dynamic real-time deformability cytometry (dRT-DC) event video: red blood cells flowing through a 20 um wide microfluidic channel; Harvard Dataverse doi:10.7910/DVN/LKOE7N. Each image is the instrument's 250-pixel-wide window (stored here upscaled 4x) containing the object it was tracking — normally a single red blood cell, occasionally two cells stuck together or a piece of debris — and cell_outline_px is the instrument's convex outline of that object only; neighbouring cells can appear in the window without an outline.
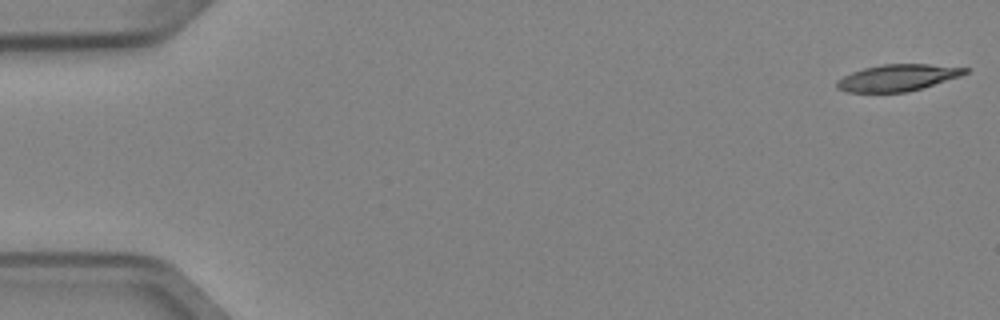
{"species": "Egyptian fruit bat (a non-hibernating species)", "species_latin": "Rousettus aegyptiacus", "temperature_condition": "cold", "stored_images_in_passage": 51, "camera_frame_rate_fps": 3000, "um_per_image_px": 0.085, "animal": {"sex": "female"}, "frame": {"image": 1, "passage_image": 1, "time_ms": 0.0, "image_size_px": [1000, 320], "cell_outline_px": [[972, 68], [968, 72], [960, 76], [908, 92], [848, 92], [836, 88], [836, 80], [852, 72], [864, 68], [880, 64], [928, 64]], "centroid_in_image_um": [76.3, 6.6], "position_along_channel_um": 8.7, "area_um2": 19.88}}
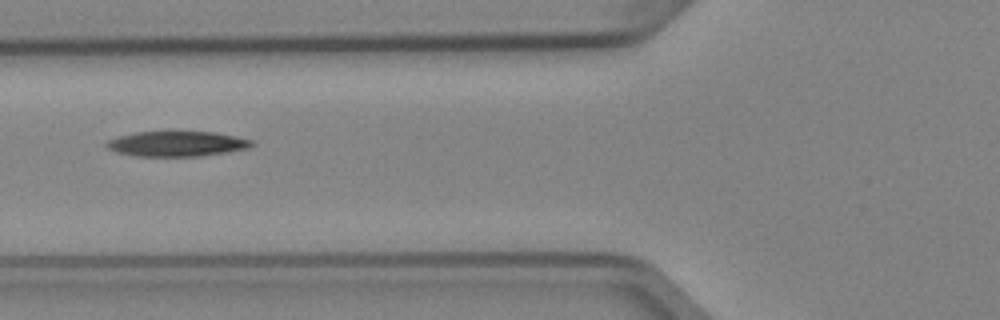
{"frame": {"image": 2, "passage_image": 20, "time_ms": 6.333, "image_size_px": [1000, 320], "cell_outline_px": [[256, 144], [248, 148], [228, 152], [200, 156], [136, 156], [116, 152], [108, 148], [104, 144], [108, 140], [120, 136], [136, 132], [216, 132], [236, 136], [252, 140]], "centroid_in_image_um": [15.06, 12.22], "position_along_channel_um": 110.7, "area_um2": 21.27}}
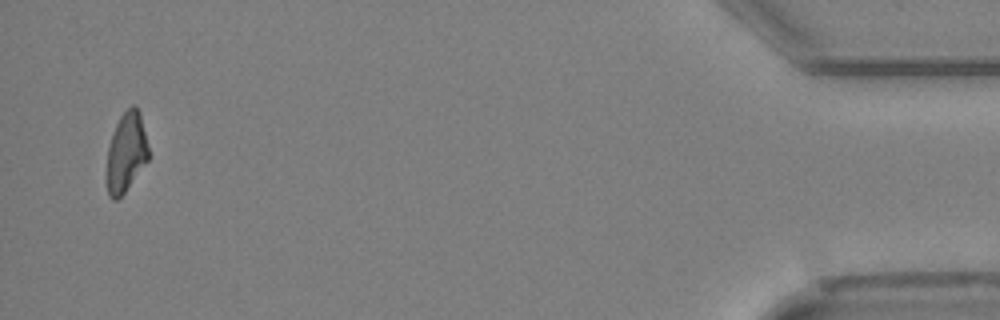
{"frame": {"image": 3, "passage_image": 50, "time_ms": 16.333, "image_size_px": [1000, 320], "cell_outline_px": [[148, 160], [124, 192], [116, 200], [112, 200], [108, 196], [108, 148], [112, 132], [120, 116], [132, 104], [136, 104], [140, 112], [148, 144]], "centroid_in_image_um": [10.74, 12.89], "position_along_channel_um": 424.5, "area_um2": 19.07}}